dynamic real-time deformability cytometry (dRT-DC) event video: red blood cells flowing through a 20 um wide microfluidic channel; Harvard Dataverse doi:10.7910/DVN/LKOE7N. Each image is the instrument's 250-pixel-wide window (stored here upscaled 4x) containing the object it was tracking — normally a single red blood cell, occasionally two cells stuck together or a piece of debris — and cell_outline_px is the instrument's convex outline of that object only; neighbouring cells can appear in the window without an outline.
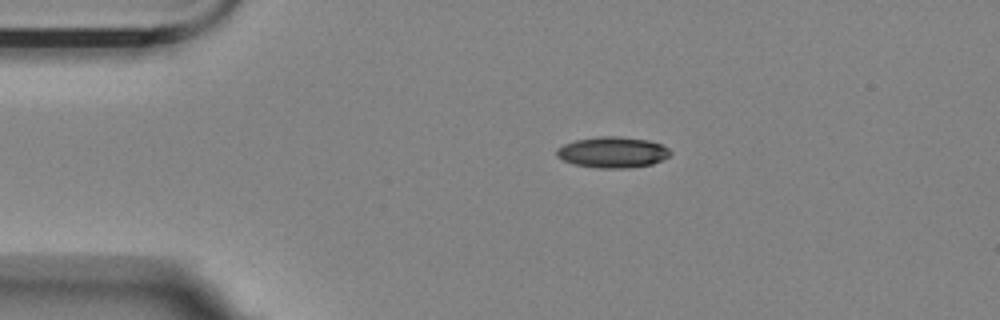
{"species": "Egyptian fruit bat (a non-hibernating species)", "species_latin": "Rousettus aegyptiacus", "temperature_condition": "room temperature", "stored_images_in_passage": 2, "camera_frame_rate_fps": 3000, "um_per_image_px": 0.085, "animal": {"sex": "female"}, "frame": {"image": 1, "passage_image": 2, "time_ms": 0.333, "image_size_px": [1000, 320], "cell_outline_px": [[672, 152], [668, 156], [652, 164], [628, 168], [596, 168], [572, 164], [556, 156], [556, 148], [564, 144], [576, 140], [600, 136], [620, 136], [648, 140], [660, 144], [668, 148]], "centroid_in_image_um": [52.04, 12.94], "position_along_channel_um": 33.0, "area_um2": 20.52}}